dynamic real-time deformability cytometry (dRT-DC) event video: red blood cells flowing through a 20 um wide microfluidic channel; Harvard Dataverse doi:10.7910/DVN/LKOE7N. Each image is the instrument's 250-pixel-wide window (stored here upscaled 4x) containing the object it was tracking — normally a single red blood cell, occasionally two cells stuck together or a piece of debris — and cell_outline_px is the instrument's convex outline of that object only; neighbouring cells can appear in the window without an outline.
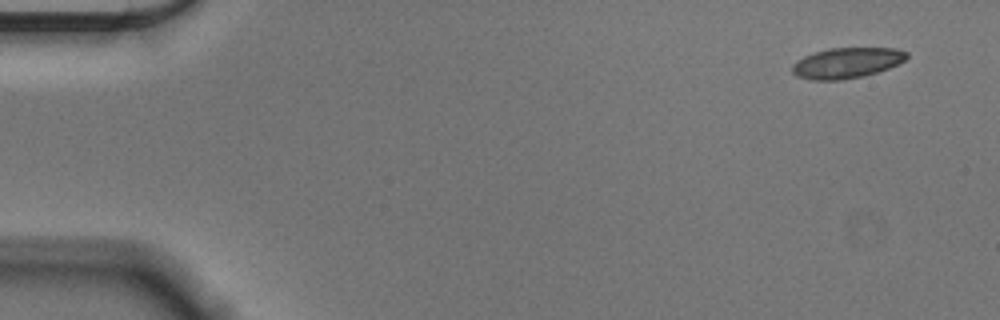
{"species": "Egyptian fruit bat (a non-hibernating species)", "species_latin": "Rousettus aegyptiacus", "temperature_condition": "cold", "stored_images_in_passage": 13, "camera_frame_rate_fps": 3000, "um_per_image_px": 0.085, "animal": {"sex": "male"}, "frame": {"image": 1, "passage_image": 1, "time_ms": 0.0, "image_size_px": [1000, 320], "cell_outline_px": [[908, 56], [904, 60], [888, 68], [864, 76], [844, 80], [808, 80], [796, 76], [792, 72], [792, 64], [796, 60], [804, 56], [828, 48], [896, 48], [908, 52]], "centroid_in_image_um": [71.94, 5.35], "position_along_channel_um": 13.1, "area_um2": 20.46}}